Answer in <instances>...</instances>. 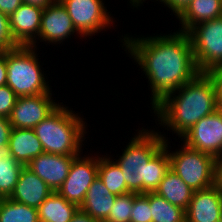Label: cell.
<instances>
[{
  "label": "cell",
  "instance_id": "6da1fadb",
  "mask_svg": "<svg viewBox=\"0 0 222 222\" xmlns=\"http://www.w3.org/2000/svg\"><path fill=\"white\" fill-rule=\"evenodd\" d=\"M143 37V38H142ZM140 38L124 36V45L149 79L152 108L198 73L187 32Z\"/></svg>",
  "mask_w": 222,
  "mask_h": 222
},
{
  "label": "cell",
  "instance_id": "7a4b0ae2",
  "mask_svg": "<svg viewBox=\"0 0 222 222\" xmlns=\"http://www.w3.org/2000/svg\"><path fill=\"white\" fill-rule=\"evenodd\" d=\"M168 140L154 130H139L116 163L127 188L135 193L155 192L170 169Z\"/></svg>",
  "mask_w": 222,
  "mask_h": 222
},
{
  "label": "cell",
  "instance_id": "3957f363",
  "mask_svg": "<svg viewBox=\"0 0 222 222\" xmlns=\"http://www.w3.org/2000/svg\"><path fill=\"white\" fill-rule=\"evenodd\" d=\"M152 110L155 116L157 115L159 124L167 126L168 131H174L181 138L203 117L218 110L216 86L212 75L199 72Z\"/></svg>",
  "mask_w": 222,
  "mask_h": 222
},
{
  "label": "cell",
  "instance_id": "277c9868",
  "mask_svg": "<svg viewBox=\"0 0 222 222\" xmlns=\"http://www.w3.org/2000/svg\"><path fill=\"white\" fill-rule=\"evenodd\" d=\"M61 104L33 129L44 152L79 155L82 151V142L86 139L85 122L78 114Z\"/></svg>",
  "mask_w": 222,
  "mask_h": 222
},
{
  "label": "cell",
  "instance_id": "5b68a950",
  "mask_svg": "<svg viewBox=\"0 0 222 222\" xmlns=\"http://www.w3.org/2000/svg\"><path fill=\"white\" fill-rule=\"evenodd\" d=\"M35 47L19 45L6 51L7 83L17 97L50 93Z\"/></svg>",
  "mask_w": 222,
  "mask_h": 222
},
{
  "label": "cell",
  "instance_id": "8992f818",
  "mask_svg": "<svg viewBox=\"0 0 222 222\" xmlns=\"http://www.w3.org/2000/svg\"><path fill=\"white\" fill-rule=\"evenodd\" d=\"M187 34L199 72L222 68V17L198 23Z\"/></svg>",
  "mask_w": 222,
  "mask_h": 222
},
{
  "label": "cell",
  "instance_id": "52a82bcc",
  "mask_svg": "<svg viewBox=\"0 0 222 222\" xmlns=\"http://www.w3.org/2000/svg\"><path fill=\"white\" fill-rule=\"evenodd\" d=\"M175 152L169 150L170 169L193 191L212 186L214 156L182 144Z\"/></svg>",
  "mask_w": 222,
  "mask_h": 222
},
{
  "label": "cell",
  "instance_id": "ba28073f",
  "mask_svg": "<svg viewBox=\"0 0 222 222\" xmlns=\"http://www.w3.org/2000/svg\"><path fill=\"white\" fill-rule=\"evenodd\" d=\"M67 9L80 37L94 35L114 23L103 0H59Z\"/></svg>",
  "mask_w": 222,
  "mask_h": 222
},
{
  "label": "cell",
  "instance_id": "9c48e42d",
  "mask_svg": "<svg viewBox=\"0 0 222 222\" xmlns=\"http://www.w3.org/2000/svg\"><path fill=\"white\" fill-rule=\"evenodd\" d=\"M92 157L82 158L80 154L77 155L73 159L68 176L56 191L78 207L84 202L90 185L98 177L99 156Z\"/></svg>",
  "mask_w": 222,
  "mask_h": 222
},
{
  "label": "cell",
  "instance_id": "30bf717a",
  "mask_svg": "<svg viewBox=\"0 0 222 222\" xmlns=\"http://www.w3.org/2000/svg\"><path fill=\"white\" fill-rule=\"evenodd\" d=\"M188 147L214 157L222 156V111L203 117L181 137Z\"/></svg>",
  "mask_w": 222,
  "mask_h": 222
},
{
  "label": "cell",
  "instance_id": "8fae6325",
  "mask_svg": "<svg viewBox=\"0 0 222 222\" xmlns=\"http://www.w3.org/2000/svg\"><path fill=\"white\" fill-rule=\"evenodd\" d=\"M52 93L17 97L8 119L12 128L33 129L60 104L52 100Z\"/></svg>",
  "mask_w": 222,
  "mask_h": 222
},
{
  "label": "cell",
  "instance_id": "7c38bea8",
  "mask_svg": "<svg viewBox=\"0 0 222 222\" xmlns=\"http://www.w3.org/2000/svg\"><path fill=\"white\" fill-rule=\"evenodd\" d=\"M43 8L22 3L9 17V29L14 41L18 45L36 48Z\"/></svg>",
  "mask_w": 222,
  "mask_h": 222
},
{
  "label": "cell",
  "instance_id": "4fadbf2b",
  "mask_svg": "<svg viewBox=\"0 0 222 222\" xmlns=\"http://www.w3.org/2000/svg\"><path fill=\"white\" fill-rule=\"evenodd\" d=\"M80 34L73 25L72 19L68 15L63 4L56 0L52 4L43 8L41 27L37 39L48 43L60 44L74 33Z\"/></svg>",
  "mask_w": 222,
  "mask_h": 222
},
{
  "label": "cell",
  "instance_id": "5bb4252c",
  "mask_svg": "<svg viewBox=\"0 0 222 222\" xmlns=\"http://www.w3.org/2000/svg\"><path fill=\"white\" fill-rule=\"evenodd\" d=\"M76 156L43 152L32 159L26 167L41 178L52 191H57L68 176Z\"/></svg>",
  "mask_w": 222,
  "mask_h": 222
},
{
  "label": "cell",
  "instance_id": "9a60e30c",
  "mask_svg": "<svg viewBox=\"0 0 222 222\" xmlns=\"http://www.w3.org/2000/svg\"><path fill=\"white\" fill-rule=\"evenodd\" d=\"M185 214L186 222H221L222 196L213 186L194 191Z\"/></svg>",
  "mask_w": 222,
  "mask_h": 222
},
{
  "label": "cell",
  "instance_id": "2e32d148",
  "mask_svg": "<svg viewBox=\"0 0 222 222\" xmlns=\"http://www.w3.org/2000/svg\"><path fill=\"white\" fill-rule=\"evenodd\" d=\"M52 192L41 178L24 166L9 199L37 209Z\"/></svg>",
  "mask_w": 222,
  "mask_h": 222
},
{
  "label": "cell",
  "instance_id": "e0dca14e",
  "mask_svg": "<svg viewBox=\"0 0 222 222\" xmlns=\"http://www.w3.org/2000/svg\"><path fill=\"white\" fill-rule=\"evenodd\" d=\"M116 197L107 189L103 181L97 177L90 185L84 202L79 209L87 213L91 218L104 222L110 214Z\"/></svg>",
  "mask_w": 222,
  "mask_h": 222
},
{
  "label": "cell",
  "instance_id": "ac0fdd59",
  "mask_svg": "<svg viewBox=\"0 0 222 222\" xmlns=\"http://www.w3.org/2000/svg\"><path fill=\"white\" fill-rule=\"evenodd\" d=\"M9 146L14 159L24 166L44 152L34 129L12 128Z\"/></svg>",
  "mask_w": 222,
  "mask_h": 222
},
{
  "label": "cell",
  "instance_id": "d6986e66",
  "mask_svg": "<svg viewBox=\"0 0 222 222\" xmlns=\"http://www.w3.org/2000/svg\"><path fill=\"white\" fill-rule=\"evenodd\" d=\"M222 17V0H192L177 16L182 32H187L194 25ZM183 28V29H182Z\"/></svg>",
  "mask_w": 222,
  "mask_h": 222
},
{
  "label": "cell",
  "instance_id": "ffe728a7",
  "mask_svg": "<svg viewBox=\"0 0 222 222\" xmlns=\"http://www.w3.org/2000/svg\"><path fill=\"white\" fill-rule=\"evenodd\" d=\"M193 192L194 191L171 169H169L155 190L157 195L185 211L192 199Z\"/></svg>",
  "mask_w": 222,
  "mask_h": 222
},
{
  "label": "cell",
  "instance_id": "44dd1931",
  "mask_svg": "<svg viewBox=\"0 0 222 222\" xmlns=\"http://www.w3.org/2000/svg\"><path fill=\"white\" fill-rule=\"evenodd\" d=\"M79 207L53 191L37 208L39 222H70Z\"/></svg>",
  "mask_w": 222,
  "mask_h": 222
},
{
  "label": "cell",
  "instance_id": "7402d4cb",
  "mask_svg": "<svg viewBox=\"0 0 222 222\" xmlns=\"http://www.w3.org/2000/svg\"><path fill=\"white\" fill-rule=\"evenodd\" d=\"M24 165L12 156L10 146L0 147V198H9Z\"/></svg>",
  "mask_w": 222,
  "mask_h": 222
},
{
  "label": "cell",
  "instance_id": "603a6c76",
  "mask_svg": "<svg viewBox=\"0 0 222 222\" xmlns=\"http://www.w3.org/2000/svg\"><path fill=\"white\" fill-rule=\"evenodd\" d=\"M106 157H99L98 177L107 189L116 196L131 192L127 188L120 166L110 157Z\"/></svg>",
  "mask_w": 222,
  "mask_h": 222
},
{
  "label": "cell",
  "instance_id": "cb8c5ba5",
  "mask_svg": "<svg viewBox=\"0 0 222 222\" xmlns=\"http://www.w3.org/2000/svg\"><path fill=\"white\" fill-rule=\"evenodd\" d=\"M152 222H186L185 210L169 203L155 192H149Z\"/></svg>",
  "mask_w": 222,
  "mask_h": 222
},
{
  "label": "cell",
  "instance_id": "d4e9b609",
  "mask_svg": "<svg viewBox=\"0 0 222 222\" xmlns=\"http://www.w3.org/2000/svg\"><path fill=\"white\" fill-rule=\"evenodd\" d=\"M0 222H39L38 210L9 198H0Z\"/></svg>",
  "mask_w": 222,
  "mask_h": 222
},
{
  "label": "cell",
  "instance_id": "484cf974",
  "mask_svg": "<svg viewBox=\"0 0 222 222\" xmlns=\"http://www.w3.org/2000/svg\"><path fill=\"white\" fill-rule=\"evenodd\" d=\"M134 193L129 192L116 197L110 214L104 222H131V212L134 202Z\"/></svg>",
  "mask_w": 222,
  "mask_h": 222
},
{
  "label": "cell",
  "instance_id": "4316f807",
  "mask_svg": "<svg viewBox=\"0 0 222 222\" xmlns=\"http://www.w3.org/2000/svg\"><path fill=\"white\" fill-rule=\"evenodd\" d=\"M131 222H152L149 192L134 193Z\"/></svg>",
  "mask_w": 222,
  "mask_h": 222
},
{
  "label": "cell",
  "instance_id": "83f0119b",
  "mask_svg": "<svg viewBox=\"0 0 222 222\" xmlns=\"http://www.w3.org/2000/svg\"><path fill=\"white\" fill-rule=\"evenodd\" d=\"M16 99L15 92L8 85L0 86V117H9Z\"/></svg>",
  "mask_w": 222,
  "mask_h": 222
},
{
  "label": "cell",
  "instance_id": "f1b7e54d",
  "mask_svg": "<svg viewBox=\"0 0 222 222\" xmlns=\"http://www.w3.org/2000/svg\"><path fill=\"white\" fill-rule=\"evenodd\" d=\"M19 46L13 39L9 29V17L0 12V52Z\"/></svg>",
  "mask_w": 222,
  "mask_h": 222
},
{
  "label": "cell",
  "instance_id": "f546056e",
  "mask_svg": "<svg viewBox=\"0 0 222 222\" xmlns=\"http://www.w3.org/2000/svg\"><path fill=\"white\" fill-rule=\"evenodd\" d=\"M212 186L222 196V156L214 157Z\"/></svg>",
  "mask_w": 222,
  "mask_h": 222
},
{
  "label": "cell",
  "instance_id": "4dcf8cb0",
  "mask_svg": "<svg viewBox=\"0 0 222 222\" xmlns=\"http://www.w3.org/2000/svg\"><path fill=\"white\" fill-rule=\"evenodd\" d=\"M12 125L8 118L0 117V147L9 145Z\"/></svg>",
  "mask_w": 222,
  "mask_h": 222
},
{
  "label": "cell",
  "instance_id": "1f68e13d",
  "mask_svg": "<svg viewBox=\"0 0 222 222\" xmlns=\"http://www.w3.org/2000/svg\"><path fill=\"white\" fill-rule=\"evenodd\" d=\"M214 80L217 95V107L222 111V68L209 72Z\"/></svg>",
  "mask_w": 222,
  "mask_h": 222
},
{
  "label": "cell",
  "instance_id": "d6a6232c",
  "mask_svg": "<svg viewBox=\"0 0 222 222\" xmlns=\"http://www.w3.org/2000/svg\"><path fill=\"white\" fill-rule=\"evenodd\" d=\"M145 1V0H143ZM158 1V0H156ZM172 10L176 17L188 6L192 0H159Z\"/></svg>",
  "mask_w": 222,
  "mask_h": 222
},
{
  "label": "cell",
  "instance_id": "836d02e7",
  "mask_svg": "<svg viewBox=\"0 0 222 222\" xmlns=\"http://www.w3.org/2000/svg\"><path fill=\"white\" fill-rule=\"evenodd\" d=\"M22 3V0H0V12L10 17Z\"/></svg>",
  "mask_w": 222,
  "mask_h": 222
},
{
  "label": "cell",
  "instance_id": "e575fe53",
  "mask_svg": "<svg viewBox=\"0 0 222 222\" xmlns=\"http://www.w3.org/2000/svg\"><path fill=\"white\" fill-rule=\"evenodd\" d=\"M7 83L6 51L0 52V86Z\"/></svg>",
  "mask_w": 222,
  "mask_h": 222
},
{
  "label": "cell",
  "instance_id": "d590c367",
  "mask_svg": "<svg viewBox=\"0 0 222 222\" xmlns=\"http://www.w3.org/2000/svg\"><path fill=\"white\" fill-rule=\"evenodd\" d=\"M70 222H99L93 218H91L87 213H84L80 209L73 215L72 220Z\"/></svg>",
  "mask_w": 222,
  "mask_h": 222
},
{
  "label": "cell",
  "instance_id": "8d00e7d4",
  "mask_svg": "<svg viewBox=\"0 0 222 222\" xmlns=\"http://www.w3.org/2000/svg\"><path fill=\"white\" fill-rule=\"evenodd\" d=\"M56 0H22L23 3L31 4L39 7H46L49 4H52Z\"/></svg>",
  "mask_w": 222,
  "mask_h": 222
}]
</instances>
